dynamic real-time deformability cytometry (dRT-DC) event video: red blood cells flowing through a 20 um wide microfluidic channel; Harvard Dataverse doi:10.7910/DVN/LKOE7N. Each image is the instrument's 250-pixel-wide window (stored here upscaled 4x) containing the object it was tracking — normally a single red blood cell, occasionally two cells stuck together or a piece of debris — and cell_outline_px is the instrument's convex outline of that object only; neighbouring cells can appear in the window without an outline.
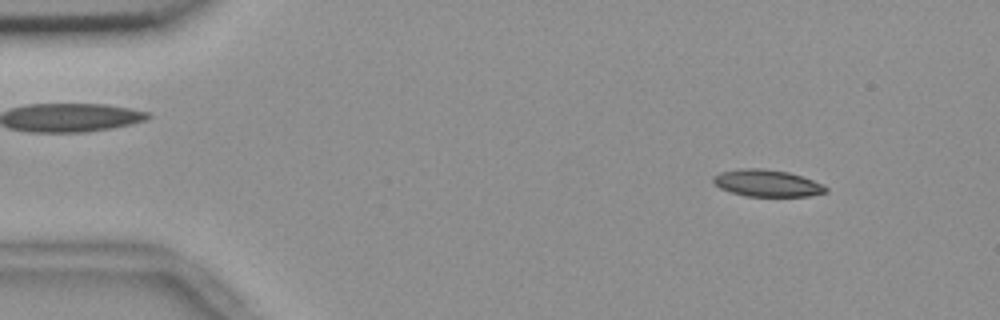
{"species": "common noctule bat (a hibernating species)", "species_latin": "Nyctalus noctula", "temperature_condition": "room temperature", "stored_images_in_passage": 55, "camera_frame_rate_fps": 3000, "um_per_image_px": 0.085, "animal": {"sex": "female", "body_mass_g": 18.4}, "frame": {"image": 1, "passage_image": 6, "time_ms": 1.667, "image_size_px": [1000, 320], "cell_outline_px": [[828, 192], [808, 196], [744, 196], [720, 188], [712, 184], [712, 176], [720, 172], [740, 168], [764, 168], [788, 172], [824, 184], [828, 188]], "centroid_in_image_um": [65.17, 15.56], "position_along_channel_um": 19.8, "area_um2": 17.8}}
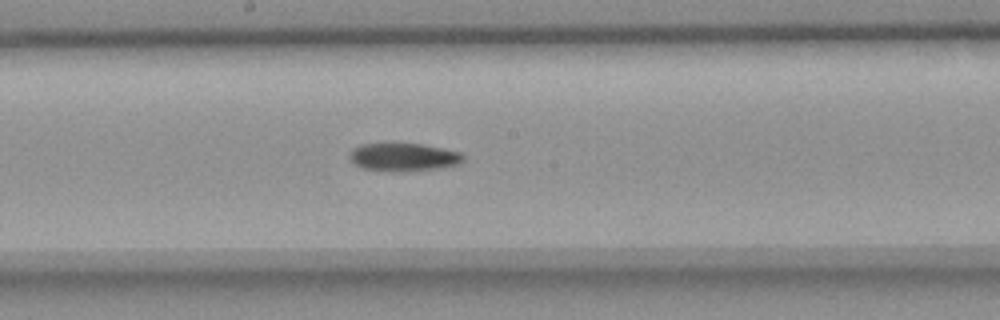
{"frame": {"image": 2, "passage_image": 29, "time_ms": 9.333, "image_size_px": [1000, 320], "cell_outline_px": [[464, 160], [460, 164], [444, 168], [400, 172], [392, 172], [364, 168], [356, 164], [348, 156], [352, 148], [360, 144], [420, 144], [444, 148], [460, 152], [464, 156]], "centroid_in_image_um": [34.34, 13.37], "position_along_channel_um": 213.9, "area_um2": 18.73}}
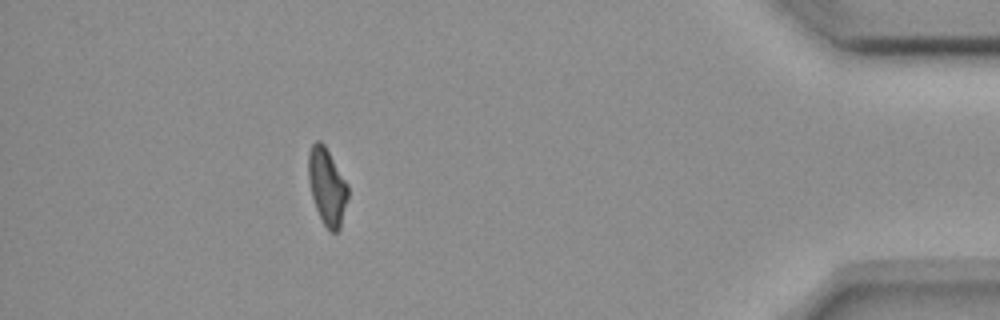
{"frame": {"image": 3, "passage_image": 49, "time_ms": 16.0, "image_size_px": [1000, 320], "cell_outline_px": [[348, 196], [340, 228], [336, 232], [328, 232], [316, 208], [312, 196], [308, 180], [308, 152], [312, 144], [316, 140], [320, 140], [324, 144], [348, 184]], "centroid_in_image_um": [27.79, 15.84], "position_along_channel_um": 407.4, "area_um2": 17.69}}